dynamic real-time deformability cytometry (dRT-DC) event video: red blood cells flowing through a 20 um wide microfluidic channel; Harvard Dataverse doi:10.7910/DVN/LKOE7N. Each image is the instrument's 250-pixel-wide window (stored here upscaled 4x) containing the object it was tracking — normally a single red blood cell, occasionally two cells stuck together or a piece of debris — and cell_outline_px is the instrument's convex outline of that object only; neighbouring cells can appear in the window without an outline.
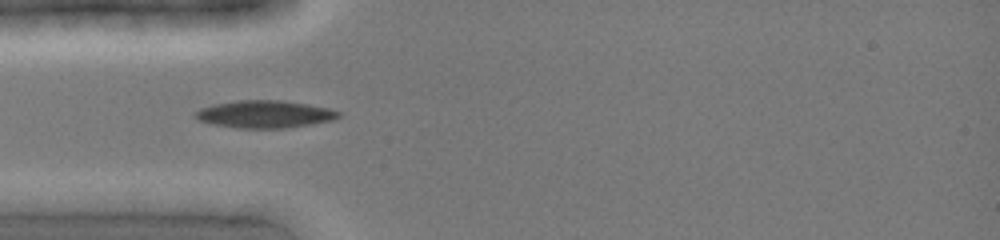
{"species": "common noctule bat (a hibernating species)", "species_latin": "Nyctalus noctula", "temperature_condition": "cold", "stored_images_in_passage": 6, "camera_frame_rate_fps": 3000, "um_per_image_px": 0.085, "animal": {"sex": "female", "body_mass_g": 19.0, "forearm_length_mm": 51.5}, "frame": {"image": 1, "passage_image": 1, "time_ms": 0.0, "image_size_px": [1000, 240], "cell_outline_px": [[340, 116], [332, 120], [284, 128], [236, 128], [216, 124], [200, 120], [192, 116], [192, 112], [200, 108], [212, 104], [236, 100], [280, 100], [308, 104], [332, 108], [340, 112]], "centroid_in_image_um": [22.46, 9.69], "position_along_channel_um": 62.5, "area_um2": 22.95}}